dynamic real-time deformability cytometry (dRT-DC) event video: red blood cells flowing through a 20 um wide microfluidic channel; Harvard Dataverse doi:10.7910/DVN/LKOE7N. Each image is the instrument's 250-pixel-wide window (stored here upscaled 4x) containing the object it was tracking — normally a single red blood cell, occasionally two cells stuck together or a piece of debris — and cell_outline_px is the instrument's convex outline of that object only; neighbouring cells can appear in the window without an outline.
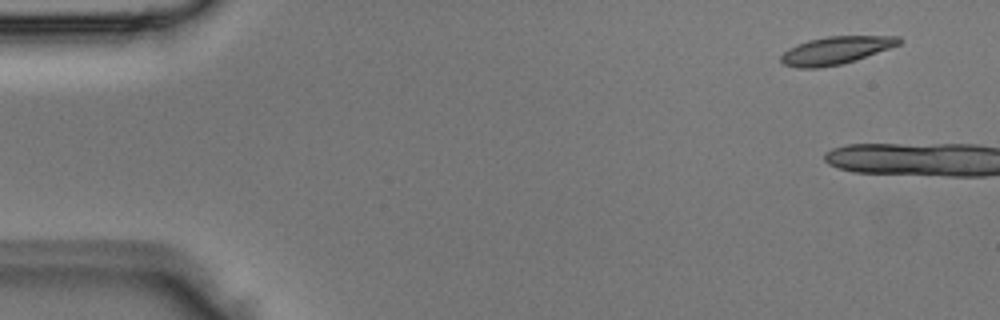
{"species": "Egyptian fruit bat (a non-hibernating species)", "species_latin": "Rousettus aegyptiacus", "temperature_condition": "room temperature", "stored_images_in_passage": 4, "camera_frame_rate_fps": 3000, "um_per_image_px": 0.085, "animal": {"sex": "male"}, "frame": {"image": 1, "passage_image": 1, "time_ms": 0.0, "image_size_px": [1000, 320], "cell_outline_px": [[904, 40], [900, 44], [856, 60], [840, 64], [820, 68], [796, 68], [784, 64], [780, 60], [780, 56], [788, 48], [796, 44], [808, 40], [828, 36], [900, 36]], "centroid_in_image_um": [71.03, 4.28], "position_along_channel_um": 14.0, "area_um2": 19.13}}